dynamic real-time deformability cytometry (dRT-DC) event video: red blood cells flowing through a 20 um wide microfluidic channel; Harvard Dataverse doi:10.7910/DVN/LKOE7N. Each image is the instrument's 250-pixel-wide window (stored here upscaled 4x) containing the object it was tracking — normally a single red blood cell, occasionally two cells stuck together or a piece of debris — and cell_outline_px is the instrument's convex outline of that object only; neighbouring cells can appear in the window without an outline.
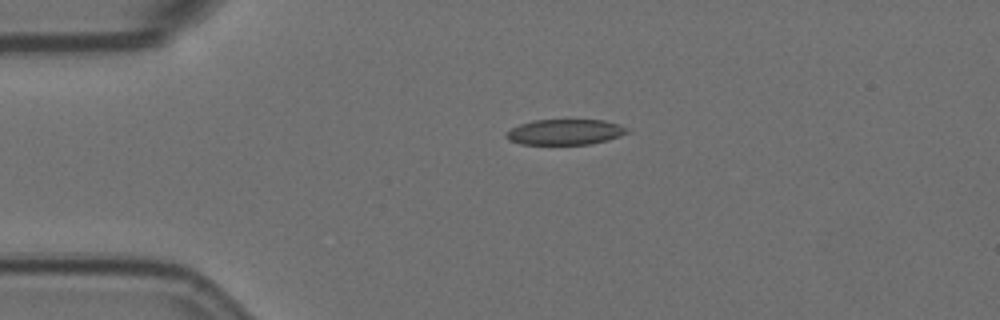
{"species": "Egyptian fruit bat (a non-hibernating species)", "species_latin": "Rousettus aegyptiacus", "temperature_condition": "room temperature", "stored_images_in_passage": 15, "camera_frame_rate_fps": 3000, "um_per_image_px": 0.085, "animal": {"sex": "female"}, "frame": {"image": 1, "passage_image": 1, "time_ms": 0.0, "image_size_px": [1000, 320], "cell_outline_px": [[632, 132], [608, 140], [588, 144], [520, 144], [508, 140], [504, 136], [512, 128], [520, 124], [532, 120], [604, 120], [620, 124], [628, 128]], "centroid_in_image_um": [48.07, 11.22], "position_along_channel_um": 36.9, "area_um2": 18.09}}
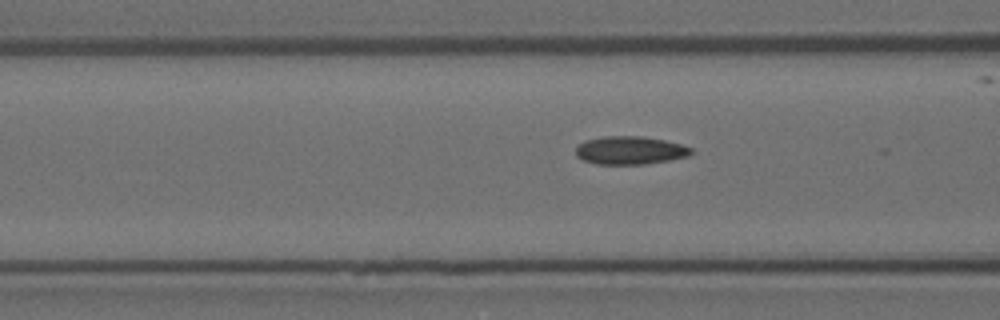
{"frame": {"image": 2, "passage_image": 10, "time_ms": 3.0, "image_size_px": [1000, 320], "cell_outline_px": [[696, 152], [688, 156], [668, 160], [644, 164], [596, 164], [584, 160], [576, 156], [576, 148], [584, 140], [604, 136], [640, 136], [664, 140], [680, 144], [692, 148]], "centroid_in_image_um": [53.56, 12.78], "position_along_channel_um": 113.0, "area_um2": 18.9}}
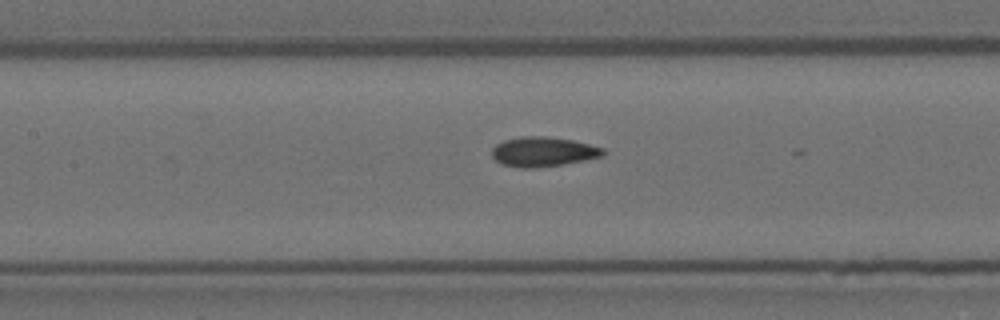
{"frame": {"image": 3, "passage_image": 14, "time_ms": 4.333, "image_size_px": [1000, 320], "cell_outline_px": [[604, 156], [584, 160], [560, 164], [532, 168], [520, 168], [504, 164], [496, 160], [492, 156], [492, 148], [496, 144], [504, 140], [524, 136], [544, 136], [572, 140], [604, 148]], "centroid_in_image_um": [46.15, 12.89], "position_along_channel_um": 161.2, "area_um2": 18.96}}